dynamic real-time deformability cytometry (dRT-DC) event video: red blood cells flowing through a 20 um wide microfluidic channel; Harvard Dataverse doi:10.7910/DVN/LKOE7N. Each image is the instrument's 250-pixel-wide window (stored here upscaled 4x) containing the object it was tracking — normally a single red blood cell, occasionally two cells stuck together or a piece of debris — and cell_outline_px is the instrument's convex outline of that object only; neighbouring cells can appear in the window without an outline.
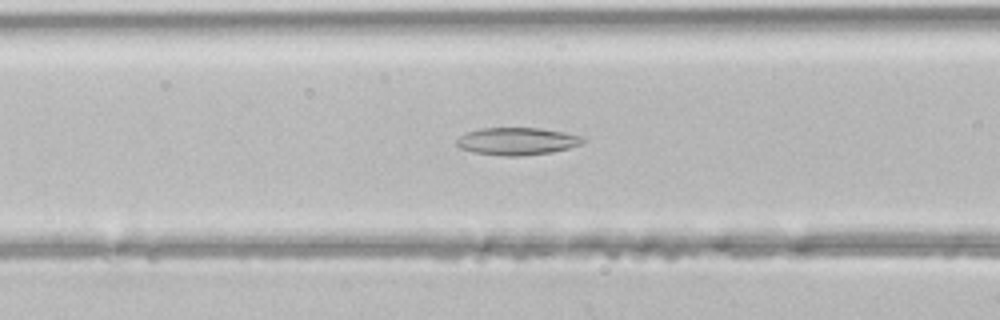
{"species": "common noctule bat (a hibernating species)", "species_latin": "Nyctalus noctula", "temperature_condition": "room temperature", "stored_images_in_passage": 40, "camera_frame_rate_fps": 3000, "um_per_image_px": 0.085, "animal": {"sex": "male", "body_mass_g": 21.5, "forearm_length_mm": 52.0}, "frame": {"image": 1, "passage_image": 12, "time_ms": 3.667, "image_size_px": [1000, 320], "cell_outline_px": [[584, 140], [580, 144], [568, 148], [552, 152], [520, 156], [504, 156], [472, 152], [460, 148], [456, 144], [456, 140], [460, 136], [468, 132], [480, 128], [540, 128], [564, 132], [580, 136]], "centroid_in_image_um": [43.91, 12.01], "position_along_channel_um": 122.7, "area_um2": 20.06}}
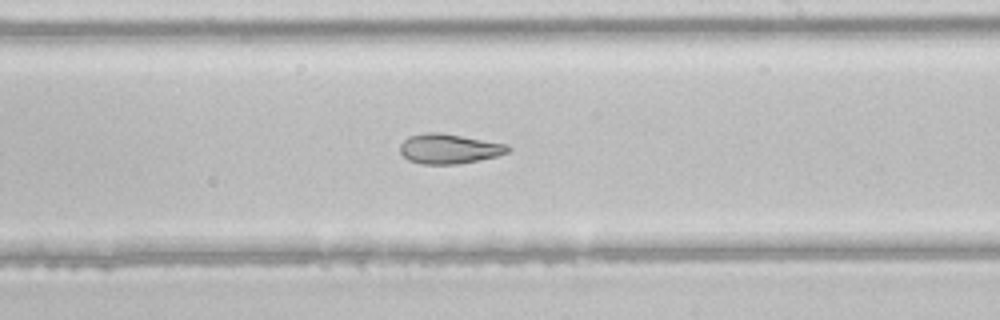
{"frame": {"image": 2, "passage_image": 21, "time_ms": 6.667, "image_size_px": [1000, 320], "cell_outline_px": [[512, 148], [508, 152], [496, 156], [480, 160], [460, 164], [420, 164], [408, 160], [400, 152], [400, 144], [408, 136], [424, 132], [440, 132], [508, 144]], "centroid_in_image_um": [38.17, 12.64], "position_along_channel_um": 250.8, "area_um2": 18.96}}
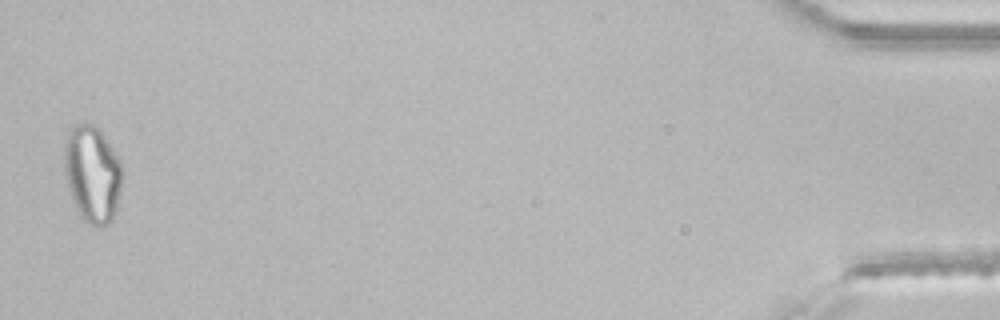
{"frame": {"image": 3, "passage_image": 40, "time_ms": 13.0, "image_size_px": [1000, 320], "cell_outline_px": [[120, 192], [116, 212], [112, 220], [104, 228], [100, 228], [88, 224], [80, 216], [76, 208], [68, 188], [64, 176], [64, 144], [68, 132], [72, 124], [84, 120], [92, 124], [104, 136], [120, 160]], "centroid_in_image_um": [7.81, 14.79], "position_along_channel_um": 427.4, "area_um2": 33.06}}